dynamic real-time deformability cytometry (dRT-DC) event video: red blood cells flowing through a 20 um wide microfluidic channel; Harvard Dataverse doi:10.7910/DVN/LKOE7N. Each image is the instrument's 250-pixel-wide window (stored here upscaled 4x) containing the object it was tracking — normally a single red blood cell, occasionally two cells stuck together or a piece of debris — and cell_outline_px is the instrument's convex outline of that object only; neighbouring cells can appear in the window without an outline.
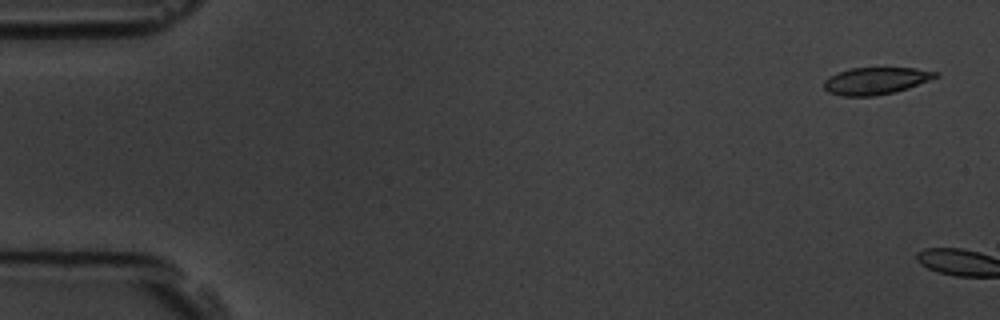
{"species": "common noctule bat (a hibernating species)", "species_latin": "Nyctalus noctula", "temperature_condition": "room temperature", "stored_images_in_passage": 2, "camera_frame_rate_fps": 3000, "um_per_image_px": 0.085, "animal": {"sex": "male", "body_mass_g": 19.5, "forearm_length_mm": 54.6}, "frame": {"image": 1, "passage_image": 1, "time_ms": 0.0, "image_size_px": [1000, 320], "cell_outline_px": [[940, 76], [896, 92], [876, 96], [844, 96], [828, 92], [824, 88], [824, 80], [828, 76], [852, 68], [916, 68], [940, 72]], "centroid_in_image_um": [74.46, 6.87], "position_along_channel_um": 10.5, "area_um2": 17.63}}